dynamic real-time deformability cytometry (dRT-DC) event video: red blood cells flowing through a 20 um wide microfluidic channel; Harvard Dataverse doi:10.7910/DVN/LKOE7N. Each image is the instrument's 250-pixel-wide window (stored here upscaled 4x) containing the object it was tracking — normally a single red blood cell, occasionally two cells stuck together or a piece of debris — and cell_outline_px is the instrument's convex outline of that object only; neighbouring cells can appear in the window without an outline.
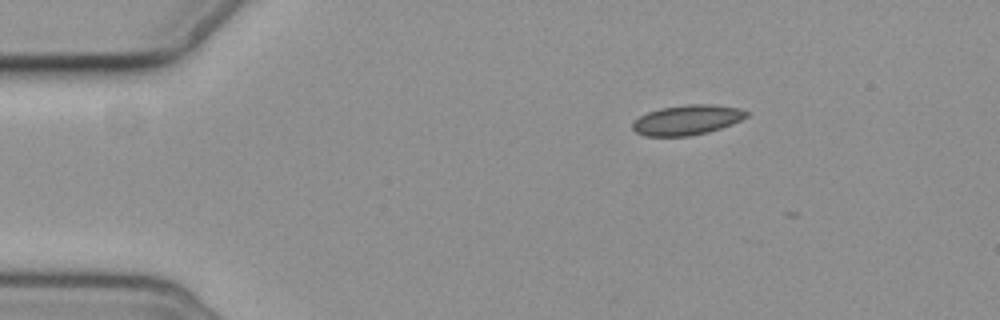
{"species": "common noctule bat (a hibernating species)", "species_latin": "Nyctalus noctula", "temperature_condition": "cold", "stored_images_in_passage": 3, "camera_frame_rate_fps": 3000, "um_per_image_px": 0.085, "animal": {"sex": "female", "body_mass_g": 19.3, "forearm_length_mm": 54.1}, "frame": {"image": 1, "passage_image": 1, "time_ms": 0.0, "image_size_px": [1000, 320], "cell_outline_px": [[748, 116], [732, 124], [708, 132], [688, 136], [644, 136], [636, 132], [632, 128], [632, 124], [640, 116], [648, 112], [660, 108], [688, 104], [712, 104], [740, 108], [748, 112]], "centroid_in_image_um": [58.41, 10.19], "position_along_channel_um": 26.6, "area_um2": 19.83}}